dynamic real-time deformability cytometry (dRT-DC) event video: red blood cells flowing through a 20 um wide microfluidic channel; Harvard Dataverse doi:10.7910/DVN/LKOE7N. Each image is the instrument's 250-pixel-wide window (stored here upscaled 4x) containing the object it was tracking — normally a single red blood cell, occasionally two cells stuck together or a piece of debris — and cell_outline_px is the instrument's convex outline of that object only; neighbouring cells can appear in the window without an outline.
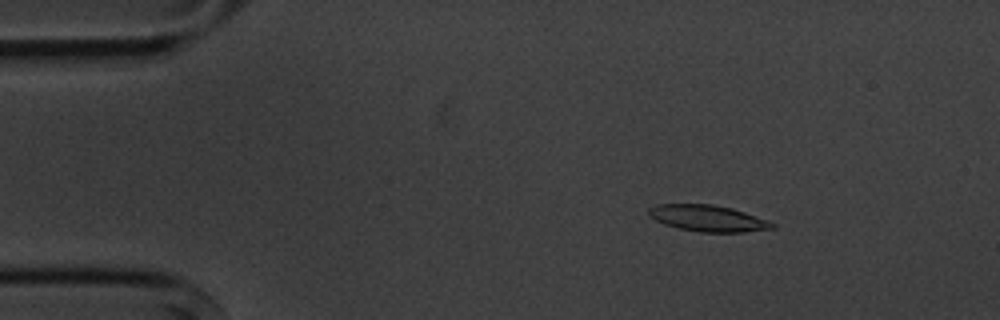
{"species": "common noctule bat (a hibernating species)", "species_latin": "Nyctalus noctula", "temperature_condition": "cold", "stored_images_in_passage": 5, "camera_frame_rate_fps": 3000, "um_per_image_px": 0.085, "animal": {"sex": "male", "body_mass_g": 20.1, "forearm_length_mm": 53.5}, "frame": {"image": 1, "passage_image": 3, "time_ms": 2.333, "image_size_px": [1000, 320], "cell_outline_px": [[776, 228], [744, 232], [700, 232], [680, 228], [664, 224], [648, 216], [648, 208], [656, 204], [712, 204], [732, 208], [744, 212], [776, 224]], "centroid_in_image_um": [60.14, 18.55], "position_along_channel_um": 24.9, "area_um2": 18.9}}